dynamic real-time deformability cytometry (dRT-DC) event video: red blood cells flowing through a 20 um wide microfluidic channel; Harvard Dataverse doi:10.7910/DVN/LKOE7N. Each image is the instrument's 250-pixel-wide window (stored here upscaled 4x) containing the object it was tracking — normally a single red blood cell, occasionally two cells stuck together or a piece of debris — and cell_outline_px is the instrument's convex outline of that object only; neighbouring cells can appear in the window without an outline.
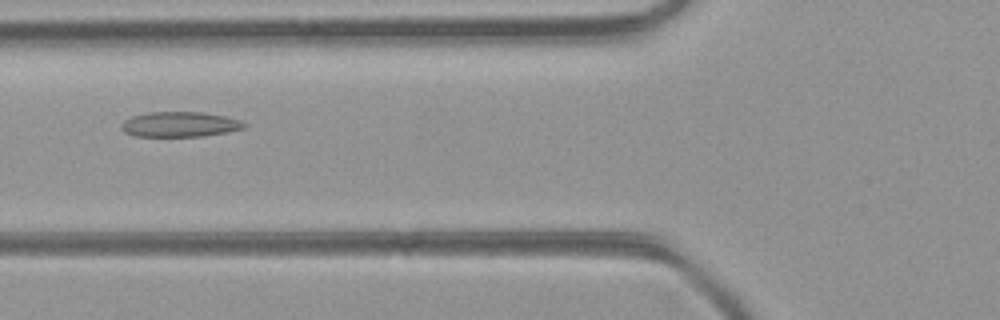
{"species": "common noctule bat (a hibernating species)", "species_latin": "Nyctalus noctula", "temperature_condition": "room temperature", "stored_images_in_passage": 43, "camera_frame_rate_fps": 3000, "um_per_image_px": 0.085, "animal": {"sex": "female", "body_mass_g": 21.9}, "frame": {"image": 1, "passage_image": 14, "time_ms": 4.333, "image_size_px": [1000, 320], "cell_outline_px": [[248, 124], [244, 128], [228, 132], [204, 136], [132, 136], [124, 132], [120, 128], [120, 124], [124, 120], [132, 116], [148, 112], [200, 112], [224, 116], [240, 120]], "centroid_in_image_um": [15.26, 10.57], "position_along_channel_um": 110.5, "area_um2": 18.09}}
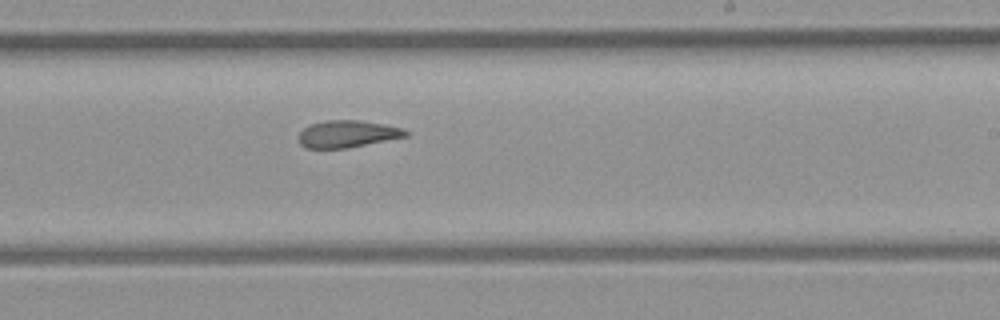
{"frame": {"image": 2, "passage_image": 24, "time_ms": 7.667, "image_size_px": [1000, 320], "cell_outline_px": [[408, 136], [348, 148], [304, 148], [300, 144], [296, 136], [304, 128], [312, 124], [328, 120], [360, 120], [384, 124], [404, 128], [408, 132]], "centroid_in_image_um": [29.52, 11.39], "position_along_channel_um": 259.5, "area_um2": 16.99}}
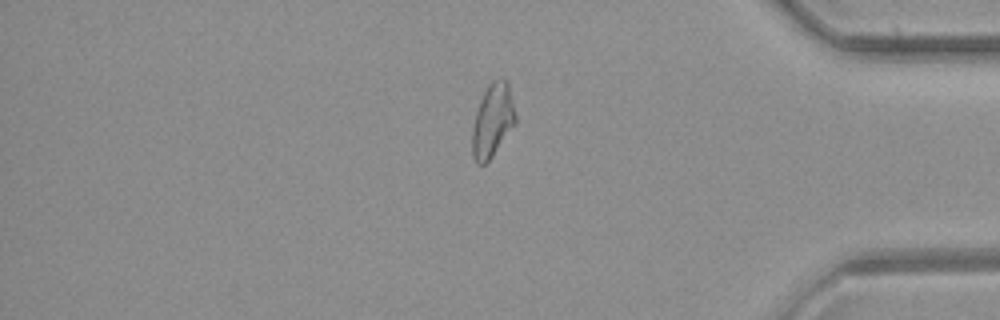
{"frame": {"image": 3, "passage_image": 35, "time_ms": 11.333, "image_size_px": [1000, 320], "cell_outline_px": [[516, 124], [492, 156], [484, 164], [476, 164], [472, 156], [472, 128], [476, 112], [480, 100], [488, 84], [492, 80], [508, 80], [516, 116]], "centroid_in_image_um": [41.87, 10.25], "position_along_channel_um": 393.3, "area_um2": 18.5}, "authors_computed_cell_mechanics": {"area_um2": 18.5538, "velocity_mm_per_s": 4.4654, "shape_relaxation_time_tau1_ms": null, "shape_relaxation_time_tau2_ms": 4.0446, "deformation_change_tau1": null, "deformation_change_tau2": 0.1167}}